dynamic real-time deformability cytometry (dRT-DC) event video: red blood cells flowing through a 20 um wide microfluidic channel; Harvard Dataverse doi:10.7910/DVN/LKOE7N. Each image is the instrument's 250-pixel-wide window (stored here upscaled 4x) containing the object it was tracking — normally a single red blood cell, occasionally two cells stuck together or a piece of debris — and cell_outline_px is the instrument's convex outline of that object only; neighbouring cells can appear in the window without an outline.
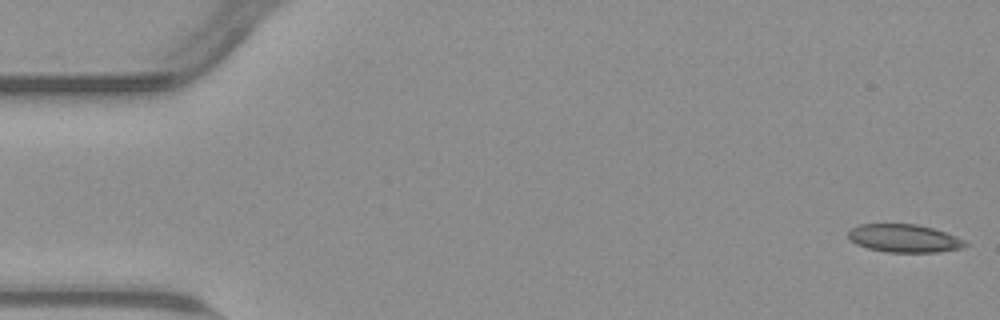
{"species": "common noctule bat (a hibernating species)", "species_latin": "Nyctalus noctula", "temperature_condition": "warm", "stored_images_in_passage": 12, "camera_frame_rate_fps": 3000, "um_per_image_px": 0.085, "animal": {"sex": "male", "body_mass_g": 23.1, "forearm_length_mm": 52.7}, "frame": {"image": 1, "passage_image": 1, "time_ms": 0.0, "image_size_px": [1000, 320], "cell_outline_px": [[968, 244], [960, 248], [936, 252], [888, 252], [868, 248], [856, 244], [848, 236], [848, 232], [852, 228], [860, 224], [916, 224], [932, 228], [956, 236], [964, 240]], "centroid_in_image_um": [76.84, 20.25], "position_along_channel_um": 8.2, "area_um2": 18.84}}